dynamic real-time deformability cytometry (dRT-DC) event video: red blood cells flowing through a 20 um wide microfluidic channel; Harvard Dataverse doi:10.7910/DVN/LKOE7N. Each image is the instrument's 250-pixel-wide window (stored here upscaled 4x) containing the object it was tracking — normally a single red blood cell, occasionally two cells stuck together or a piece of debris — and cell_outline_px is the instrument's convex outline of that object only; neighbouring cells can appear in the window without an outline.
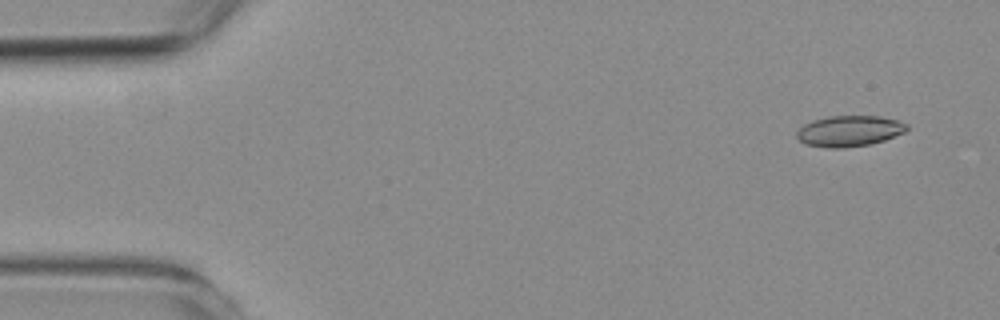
{"species": "common noctule bat (a hibernating species)", "species_latin": "Nyctalus noctula", "temperature_condition": "room temperature", "stored_images_in_passage": 8, "camera_frame_rate_fps": 3000, "um_per_image_px": 0.085, "animal": {"sex": "female", "body_mass_g": 19.3, "forearm_length_mm": 54.1}, "frame": {"image": 1, "passage_image": 4, "time_ms": 1.0, "image_size_px": [1000, 320], "cell_outline_px": [[908, 128], [904, 132], [884, 140], [868, 144], [844, 148], [828, 148], [804, 144], [796, 136], [796, 132], [804, 124], [812, 120], [828, 116], [880, 116], [900, 120], [908, 124]], "centroid_in_image_um": [72.18, 11.13], "position_along_channel_um": 12.8, "area_um2": 19.88}}